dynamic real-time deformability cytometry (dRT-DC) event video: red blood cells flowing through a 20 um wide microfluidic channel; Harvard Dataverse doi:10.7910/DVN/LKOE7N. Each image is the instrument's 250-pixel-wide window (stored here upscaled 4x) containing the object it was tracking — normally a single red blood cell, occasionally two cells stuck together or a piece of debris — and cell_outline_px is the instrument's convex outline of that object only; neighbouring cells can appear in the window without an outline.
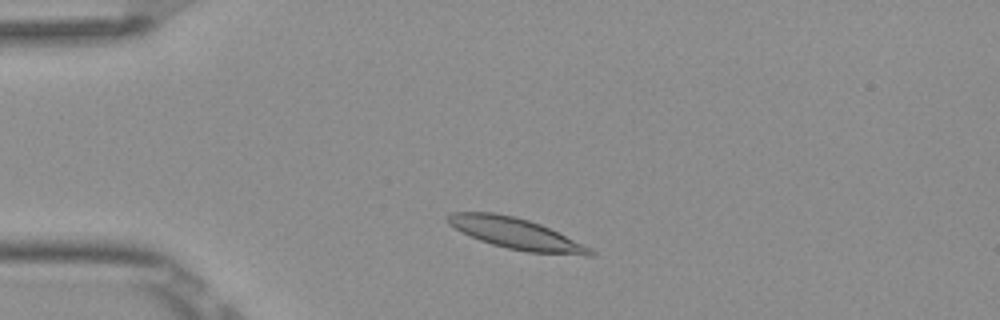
{"species": "Egyptian fruit bat (a non-hibernating species)", "species_latin": "Rousettus aegyptiacus", "temperature_condition": "room temperature", "stored_images_in_passage": 3, "camera_frame_rate_fps": 3000, "um_per_image_px": 0.085, "frame": {"image": 1, "passage_image": 2, "time_ms": 0.333, "image_size_px": [1000, 320], "cell_outline_px": [[596, 256], [588, 256], [528, 252], [508, 248], [492, 244], [480, 240], [448, 224], [444, 220], [452, 212], [496, 212], [516, 216], [540, 224], [592, 248], [596, 252]], "centroid_in_image_um": [43.9, 19.86], "position_along_channel_um": 41.1, "area_um2": 25.66}}